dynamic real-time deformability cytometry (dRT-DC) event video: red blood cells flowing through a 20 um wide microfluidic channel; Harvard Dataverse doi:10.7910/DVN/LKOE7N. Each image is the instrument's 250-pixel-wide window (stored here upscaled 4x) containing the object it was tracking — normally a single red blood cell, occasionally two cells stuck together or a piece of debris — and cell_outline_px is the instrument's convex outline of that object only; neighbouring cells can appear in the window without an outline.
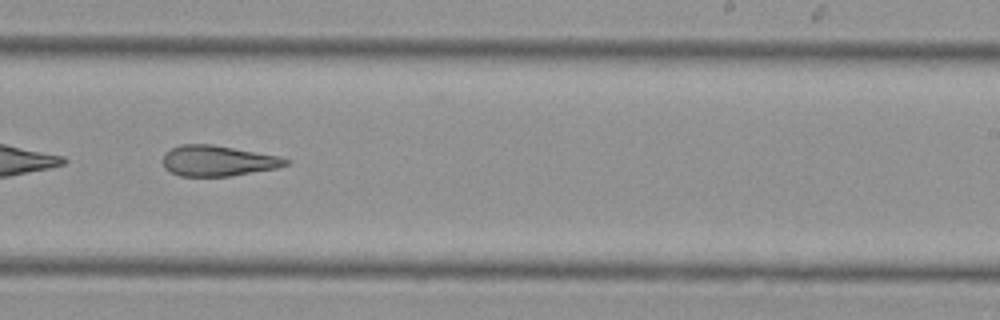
{"species": "Egyptian fruit bat (a non-hibernating species)", "species_latin": "Rousettus aegyptiacus", "temperature_condition": "cold", "stored_images_in_passage": 37, "camera_frame_rate_fps": 3000, "um_per_image_px": 0.085, "animal": {"sex": "female"}, "frame": {"image": 1, "passage_image": 22, "time_ms": 7.0, "image_size_px": [1000, 320], "cell_outline_px": [[292, 160], [288, 164], [276, 168], [228, 176], [180, 176], [164, 168], [164, 152], [180, 144], [212, 144], [276, 156]], "centroid_in_image_um": [18.48, 13.66], "position_along_channel_um": 270.5, "area_um2": 21.62}}